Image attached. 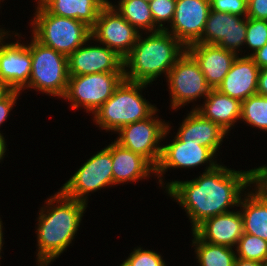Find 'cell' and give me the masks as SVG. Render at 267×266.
Here are the masks:
<instances>
[{"label":"cell","instance_id":"obj_29","mask_svg":"<svg viewBox=\"0 0 267 266\" xmlns=\"http://www.w3.org/2000/svg\"><path fill=\"white\" fill-rule=\"evenodd\" d=\"M267 43V20L247 18L245 45L251 48L253 53Z\"/></svg>","mask_w":267,"mask_h":266},{"label":"cell","instance_id":"obj_31","mask_svg":"<svg viewBox=\"0 0 267 266\" xmlns=\"http://www.w3.org/2000/svg\"><path fill=\"white\" fill-rule=\"evenodd\" d=\"M125 262L128 266H166L160 254L151 250H143L141 247L135 248Z\"/></svg>","mask_w":267,"mask_h":266},{"label":"cell","instance_id":"obj_18","mask_svg":"<svg viewBox=\"0 0 267 266\" xmlns=\"http://www.w3.org/2000/svg\"><path fill=\"white\" fill-rule=\"evenodd\" d=\"M193 232L204 242L235 248L244 234L241 211H229L212 216Z\"/></svg>","mask_w":267,"mask_h":266},{"label":"cell","instance_id":"obj_30","mask_svg":"<svg viewBox=\"0 0 267 266\" xmlns=\"http://www.w3.org/2000/svg\"><path fill=\"white\" fill-rule=\"evenodd\" d=\"M176 1L177 0H152L149 3V8L152 12L154 23L161 30L166 28L164 27V24H166L165 22H172Z\"/></svg>","mask_w":267,"mask_h":266},{"label":"cell","instance_id":"obj_4","mask_svg":"<svg viewBox=\"0 0 267 266\" xmlns=\"http://www.w3.org/2000/svg\"><path fill=\"white\" fill-rule=\"evenodd\" d=\"M148 85L124 79L113 95L93 113V121L102 130L116 133L123 126L150 117L157 108L141 95V90Z\"/></svg>","mask_w":267,"mask_h":266},{"label":"cell","instance_id":"obj_9","mask_svg":"<svg viewBox=\"0 0 267 266\" xmlns=\"http://www.w3.org/2000/svg\"><path fill=\"white\" fill-rule=\"evenodd\" d=\"M111 185L114 186L110 144L84 162L60 191L69 198L88 204L90 192Z\"/></svg>","mask_w":267,"mask_h":266},{"label":"cell","instance_id":"obj_37","mask_svg":"<svg viewBox=\"0 0 267 266\" xmlns=\"http://www.w3.org/2000/svg\"><path fill=\"white\" fill-rule=\"evenodd\" d=\"M257 94L267 97V67L260 69L257 83Z\"/></svg>","mask_w":267,"mask_h":266},{"label":"cell","instance_id":"obj_24","mask_svg":"<svg viewBox=\"0 0 267 266\" xmlns=\"http://www.w3.org/2000/svg\"><path fill=\"white\" fill-rule=\"evenodd\" d=\"M239 206L243 218L244 233L255 235L267 241V199L256 192L244 193Z\"/></svg>","mask_w":267,"mask_h":266},{"label":"cell","instance_id":"obj_33","mask_svg":"<svg viewBox=\"0 0 267 266\" xmlns=\"http://www.w3.org/2000/svg\"><path fill=\"white\" fill-rule=\"evenodd\" d=\"M250 184H255L253 191L267 199V166L250 169Z\"/></svg>","mask_w":267,"mask_h":266},{"label":"cell","instance_id":"obj_20","mask_svg":"<svg viewBox=\"0 0 267 266\" xmlns=\"http://www.w3.org/2000/svg\"><path fill=\"white\" fill-rule=\"evenodd\" d=\"M111 159L114 185L136 182L156 173V168L147 159L115 141L111 143Z\"/></svg>","mask_w":267,"mask_h":266},{"label":"cell","instance_id":"obj_27","mask_svg":"<svg viewBox=\"0 0 267 266\" xmlns=\"http://www.w3.org/2000/svg\"><path fill=\"white\" fill-rule=\"evenodd\" d=\"M240 120L267 132V97L254 94L243 100Z\"/></svg>","mask_w":267,"mask_h":266},{"label":"cell","instance_id":"obj_36","mask_svg":"<svg viewBox=\"0 0 267 266\" xmlns=\"http://www.w3.org/2000/svg\"><path fill=\"white\" fill-rule=\"evenodd\" d=\"M244 56H250L260 69L266 68L267 67V43L262 48L257 50L255 53H251L250 55L248 53V55H244Z\"/></svg>","mask_w":267,"mask_h":266},{"label":"cell","instance_id":"obj_2","mask_svg":"<svg viewBox=\"0 0 267 266\" xmlns=\"http://www.w3.org/2000/svg\"><path fill=\"white\" fill-rule=\"evenodd\" d=\"M46 203L47 206L40 208L37 218L38 266H48L69 247L87 208L86 203L69 198L60 190Z\"/></svg>","mask_w":267,"mask_h":266},{"label":"cell","instance_id":"obj_19","mask_svg":"<svg viewBox=\"0 0 267 266\" xmlns=\"http://www.w3.org/2000/svg\"><path fill=\"white\" fill-rule=\"evenodd\" d=\"M259 72L260 68L250 56L239 57L238 55L216 89L242 102L251 95L257 94Z\"/></svg>","mask_w":267,"mask_h":266},{"label":"cell","instance_id":"obj_17","mask_svg":"<svg viewBox=\"0 0 267 266\" xmlns=\"http://www.w3.org/2000/svg\"><path fill=\"white\" fill-rule=\"evenodd\" d=\"M186 50L199 64L207 84L212 89H216L223 81L238 55L218 45L199 42L191 44Z\"/></svg>","mask_w":267,"mask_h":266},{"label":"cell","instance_id":"obj_15","mask_svg":"<svg viewBox=\"0 0 267 266\" xmlns=\"http://www.w3.org/2000/svg\"><path fill=\"white\" fill-rule=\"evenodd\" d=\"M8 31L0 32V80L12 90H26L31 75L32 58L28 45L5 43Z\"/></svg>","mask_w":267,"mask_h":266},{"label":"cell","instance_id":"obj_7","mask_svg":"<svg viewBox=\"0 0 267 266\" xmlns=\"http://www.w3.org/2000/svg\"><path fill=\"white\" fill-rule=\"evenodd\" d=\"M124 79V72L69 76L63 98L70 101L72 109L82 106L86 112L93 114L113 95Z\"/></svg>","mask_w":267,"mask_h":266},{"label":"cell","instance_id":"obj_16","mask_svg":"<svg viewBox=\"0 0 267 266\" xmlns=\"http://www.w3.org/2000/svg\"><path fill=\"white\" fill-rule=\"evenodd\" d=\"M86 43L68 56L69 76L124 72L123 58L114 50L103 44L102 46H89Z\"/></svg>","mask_w":267,"mask_h":266},{"label":"cell","instance_id":"obj_25","mask_svg":"<svg viewBox=\"0 0 267 266\" xmlns=\"http://www.w3.org/2000/svg\"><path fill=\"white\" fill-rule=\"evenodd\" d=\"M118 13L139 32L140 29L147 32L161 30L154 23L149 3L144 0H119L118 5L110 3Z\"/></svg>","mask_w":267,"mask_h":266},{"label":"cell","instance_id":"obj_43","mask_svg":"<svg viewBox=\"0 0 267 266\" xmlns=\"http://www.w3.org/2000/svg\"><path fill=\"white\" fill-rule=\"evenodd\" d=\"M120 266H128V264L125 261H123V263L120 264Z\"/></svg>","mask_w":267,"mask_h":266},{"label":"cell","instance_id":"obj_44","mask_svg":"<svg viewBox=\"0 0 267 266\" xmlns=\"http://www.w3.org/2000/svg\"><path fill=\"white\" fill-rule=\"evenodd\" d=\"M145 2H147V3H150L152 0H144Z\"/></svg>","mask_w":267,"mask_h":266},{"label":"cell","instance_id":"obj_3","mask_svg":"<svg viewBox=\"0 0 267 266\" xmlns=\"http://www.w3.org/2000/svg\"><path fill=\"white\" fill-rule=\"evenodd\" d=\"M150 33L144 39L141 33L123 59L125 80L150 85L162 73L167 77L177 59L186 51V47L165 29Z\"/></svg>","mask_w":267,"mask_h":266},{"label":"cell","instance_id":"obj_8","mask_svg":"<svg viewBox=\"0 0 267 266\" xmlns=\"http://www.w3.org/2000/svg\"><path fill=\"white\" fill-rule=\"evenodd\" d=\"M158 109L148 118L120 128L115 142L147 159L155 168L162 153L160 142L170 131L169 123L155 117ZM157 118V119H156ZM161 140V141H160Z\"/></svg>","mask_w":267,"mask_h":266},{"label":"cell","instance_id":"obj_13","mask_svg":"<svg viewBox=\"0 0 267 266\" xmlns=\"http://www.w3.org/2000/svg\"><path fill=\"white\" fill-rule=\"evenodd\" d=\"M246 29L247 17L210 10L203 35L198 42L218 45L239 54L246 41Z\"/></svg>","mask_w":267,"mask_h":266},{"label":"cell","instance_id":"obj_6","mask_svg":"<svg viewBox=\"0 0 267 266\" xmlns=\"http://www.w3.org/2000/svg\"><path fill=\"white\" fill-rule=\"evenodd\" d=\"M31 75L26 88L63 98L69 81L68 57L43 45L34 37L28 45Z\"/></svg>","mask_w":267,"mask_h":266},{"label":"cell","instance_id":"obj_41","mask_svg":"<svg viewBox=\"0 0 267 266\" xmlns=\"http://www.w3.org/2000/svg\"><path fill=\"white\" fill-rule=\"evenodd\" d=\"M2 221H1V219H0V253H1V251H2V245L4 244L3 243V232H2ZM0 259H1V255H0Z\"/></svg>","mask_w":267,"mask_h":266},{"label":"cell","instance_id":"obj_22","mask_svg":"<svg viewBox=\"0 0 267 266\" xmlns=\"http://www.w3.org/2000/svg\"><path fill=\"white\" fill-rule=\"evenodd\" d=\"M208 120L218 124L227 133L241 119V102L211 89L203 106L195 107Z\"/></svg>","mask_w":267,"mask_h":266},{"label":"cell","instance_id":"obj_40","mask_svg":"<svg viewBox=\"0 0 267 266\" xmlns=\"http://www.w3.org/2000/svg\"><path fill=\"white\" fill-rule=\"evenodd\" d=\"M6 142H5V138L2 134H0V160H2L4 158V154L7 150L6 148ZM1 162V161H0Z\"/></svg>","mask_w":267,"mask_h":266},{"label":"cell","instance_id":"obj_34","mask_svg":"<svg viewBox=\"0 0 267 266\" xmlns=\"http://www.w3.org/2000/svg\"><path fill=\"white\" fill-rule=\"evenodd\" d=\"M247 18L267 20V0H248Z\"/></svg>","mask_w":267,"mask_h":266},{"label":"cell","instance_id":"obj_26","mask_svg":"<svg viewBox=\"0 0 267 266\" xmlns=\"http://www.w3.org/2000/svg\"><path fill=\"white\" fill-rule=\"evenodd\" d=\"M192 233V247L195 246L199 266H234L236 252L231 247L204 242Z\"/></svg>","mask_w":267,"mask_h":266},{"label":"cell","instance_id":"obj_42","mask_svg":"<svg viewBox=\"0 0 267 266\" xmlns=\"http://www.w3.org/2000/svg\"><path fill=\"white\" fill-rule=\"evenodd\" d=\"M261 266H267V259L261 263Z\"/></svg>","mask_w":267,"mask_h":266},{"label":"cell","instance_id":"obj_12","mask_svg":"<svg viewBox=\"0 0 267 266\" xmlns=\"http://www.w3.org/2000/svg\"><path fill=\"white\" fill-rule=\"evenodd\" d=\"M214 156L216 154L210 148L200 145V142L180 140L175 136L173 142L162 146L161 158L155 175L157 178L160 177L159 183L163 186L161 175L163 176L168 168H193L209 163L204 170L208 171L219 165L217 161L213 160Z\"/></svg>","mask_w":267,"mask_h":266},{"label":"cell","instance_id":"obj_14","mask_svg":"<svg viewBox=\"0 0 267 266\" xmlns=\"http://www.w3.org/2000/svg\"><path fill=\"white\" fill-rule=\"evenodd\" d=\"M210 10V0H177L171 29L165 30L187 48L201 39Z\"/></svg>","mask_w":267,"mask_h":266},{"label":"cell","instance_id":"obj_5","mask_svg":"<svg viewBox=\"0 0 267 266\" xmlns=\"http://www.w3.org/2000/svg\"><path fill=\"white\" fill-rule=\"evenodd\" d=\"M35 16L31 21L33 36L38 42L53 48L67 57L91 37V27L86 23L49 13L37 2Z\"/></svg>","mask_w":267,"mask_h":266},{"label":"cell","instance_id":"obj_28","mask_svg":"<svg viewBox=\"0 0 267 266\" xmlns=\"http://www.w3.org/2000/svg\"><path fill=\"white\" fill-rule=\"evenodd\" d=\"M235 249L236 257L243 260L262 263L267 259V241L252 234L244 233Z\"/></svg>","mask_w":267,"mask_h":266},{"label":"cell","instance_id":"obj_21","mask_svg":"<svg viewBox=\"0 0 267 266\" xmlns=\"http://www.w3.org/2000/svg\"><path fill=\"white\" fill-rule=\"evenodd\" d=\"M227 132L218 124L208 120L195 108L183 120L176 136L180 140L200 142V145L210 148L215 154Z\"/></svg>","mask_w":267,"mask_h":266},{"label":"cell","instance_id":"obj_39","mask_svg":"<svg viewBox=\"0 0 267 266\" xmlns=\"http://www.w3.org/2000/svg\"><path fill=\"white\" fill-rule=\"evenodd\" d=\"M12 89L3 81L0 80V101L4 99Z\"/></svg>","mask_w":267,"mask_h":266},{"label":"cell","instance_id":"obj_23","mask_svg":"<svg viewBox=\"0 0 267 266\" xmlns=\"http://www.w3.org/2000/svg\"><path fill=\"white\" fill-rule=\"evenodd\" d=\"M38 2L53 15L80 20L91 28L95 25L101 9L110 3L108 0H39Z\"/></svg>","mask_w":267,"mask_h":266},{"label":"cell","instance_id":"obj_10","mask_svg":"<svg viewBox=\"0 0 267 266\" xmlns=\"http://www.w3.org/2000/svg\"><path fill=\"white\" fill-rule=\"evenodd\" d=\"M166 78L171 95L170 107L174 110L196 101V98H206L212 89L199 64L187 50L177 59Z\"/></svg>","mask_w":267,"mask_h":266},{"label":"cell","instance_id":"obj_35","mask_svg":"<svg viewBox=\"0 0 267 266\" xmlns=\"http://www.w3.org/2000/svg\"><path fill=\"white\" fill-rule=\"evenodd\" d=\"M20 93V91L12 90L4 99L0 101V126L9 116V113L11 109H13Z\"/></svg>","mask_w":267,"mask_h":266},{"label":"cell","instance_id":"obj_38","mask_svg":"<svg viewBox=\"0 0 267 266\" xmlns=\"http://www.w3.org/2000/svg\"><path fill=\"white\" fill-rule=\"evenodd\" d=\"M234 266H261L260 262L251 261V260H243L236 257Z\"/></svg>","mask_w":267,"mask_h":266},{"label":"cell","instance_id":"obj_1","mask_svg":"<svg viewBox=\"0 0 267 266\" xmlns=\"http://www.w3.org/2000/svg\"><path fill=\"white\" fill-rule=\"evenodd\" d=\"M248 186L252 187L250 170L236 171L219 164L195 179L168 182L164 188L185 209L193 232L206 219L239 207Z\"/></svg>","mask_w":267,"mask_h":266},{"label":"cell","instance_id":"obj_32","mask_svg":"<svg viewBox=\"0 0 267 266\" xmlns=\"http://www.w3.org/2000/svg\"><path fill=\"white\" fill-rule=\"evenodd\" d=\"M211 10L247 17V0H210Z\"/></svg>","mask_w":267,"mask_h":266},{"label":"cell","instance_id":"obj_11","mask_svg":"<svg viewBox=\"0 0 267 266\" xmlns=\"http://www.w3.org/2000/svg\"><path fill=\"white\" fill-rule=\"evenodd\" d=\"M139 35L140 32L110 3L101 9L95 25L91 28V37L94 41L114 50L123 59L130 53Z\"/></svg>","mask_w":267,"mask_h":266}]
</instances>
